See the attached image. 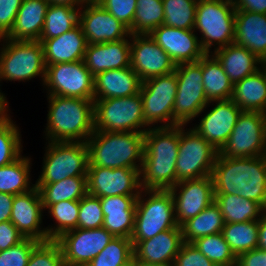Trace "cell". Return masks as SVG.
Instances as JSON below:
<instances>
[{"mask_svg": "<svg viewBox=\"0 0 266 266\" xmlns=\"http://www.w3.org/2000/svg\"><path fill=\"white\" fill-rule=\"evenodd\" d=\"M31 162L29 156L21 155L12 163L0 167V192L18 195L35 188L30 178Z\"/></svg>", "mask_w": 266, "mask_h": 266, "instance_id": "cell-35", "label": "cell"}, {"mask_svg": "<svg viewBox=\"0 0 266 266\" xmlns=\"http://www.w3.org/2000/svg\"><path fill=\"white\" fill-rule=\"evenodd\" d=\"M261 67L263 68L265 75H266V61L262 62Z\"/></svg>", "mask_w": 266, "mask_h": 266, "instance_id": "cell-60", "label": "cell"}, {"mask_svg": "<svg viewBox=\"0 0 266 266\" xmlns=\"http://www.w3.org/2000/svg\"><path fill=\"white\" fill-rule=\"evenodd\" d=\"M43 157V167L35 187L59 182L68 177L87 176L89 151L86 142L48 141Z\"/></svg>", "mask_w": 266, "mask_h": 266, "instance_id": "cell-8", "label": "cell"}, {"mask_svg": "<svg viewBox=\"0 0 266 266\" xmlns=\"http://www.w3.org/2000/svg\"><path fill=\"white\" fill-rule=\"evenodd\" d=\"M123 266H137V260L133 258L132 260H130L127 264Z\"/></svg>", "mask_w": 266, "mask_h": 266, "instance_id": "cell-58", "label": "cell"}, {"mask_svg": "<svg viewBox=\"0 0 266 266\" xmlns=\"http://www.w3.org/2000/svg\"><path fill=\"white\" fill-rule=\"evenodd\" d=\"M47 95L94 100V76L84 60L46 65Z\"/></svg>", "mask_w": 266, "mask_h": 266, "instance_id": "cell-14", "label": "cell"}, {"mask_svg": "<svg viewBox=\"0 0 266 266\" xmlns=\"http://www.w3.org/2000/svg\"><path fill=\"white\" fill-rule=\"evenodd\" d=\"M142 82L130 66L106 70L94 76V100L135 95L140 93Z\"/></svg>", "mask_w": 266, "mask_h": 266, "instance_id": "cell-28", "label": "cell"}, {"mask_svg": "<svg viewBox=\"0 0 266 266\" xmlns=\"http://www.w3.org/2000/svg\"><path fill=\"white\" fill-rule=\"evenodd\" d=\"M219 154L230 158L266 155V114L242 111Z\"/></svg>", "mask_w": 266, "mask_h": 266, "instance_id": "cell-13", "label": "cell"}, {"mask_svg": "<svg viewBox=\"0 0 266 266\" xmlns=\"http://www.w3.org/2000/svg\"><path fill=\"white\" fill-rule=\"evenodd\" d=\"M175 73L177 93L173 108V126H187L210 107L203 86L202 58L197 62L177 64Z\"/></svg>", "mask_w": 266, "mask_h": 266, "instance_id": "cell-10", "label": "cell"}, {"mask_svg": "<svg viewBox=\"0 0 266 266\" xmlns=\"http://www.w3.org/2000/svg\"><path fill=\"white\" fill-rule=\"evenodd\" d=\"M236 10L266 14V0H233Z\"/></svg>", "mask_w": 266, "mask_h": 266, "instance_id": "cell-53", "label": "cell"}, {"mask_svg": "<svg viewBox=\"0 0 266 266\" xmlns=\"http://www.w3.org/2000/svg\"><path fill=\"white\" fill-rule=\"evenodd\" d=\"M259 220L225 223L222 234L233 253L239 254L258 248Z\"/></svg>", "mask_w": 266, "mask_h": 266, "instance_id": "cell-39", "label": "cell"}, {"mask_svg": "<svg viewBox=\"0 0 266 266\" xmlns=\"http://www.w3.org/2000/svg\"><path fill=\"white\" fill-rule=\"evenodd\" d=\"M202 74L205 95L209 102L231 99L234 85L212 54L202 57Z\"/></svg>", "mask_w": 266, "mask_h": 266, "instance_id": "cell-32", "label": "cell"}, {"mask_svg": "<svg viewBox=\"0 0 266 266\" xmlns=\"http://www.w3.org/2000/svg\"><path fill=\"white\" fill-rule=\"evenodd\" d=\"M42 198L37 187L14 196L10 221L24 238L38 242L47 241V231L43 228L44 214Z\"/></svg>", "mask_w": 266, "mask_h": 266, "instance_id": "cell-22", "label": "cell"}, {"mask_svg": "<svg viewBox=\"0 0 266 266\" xmlns=\"http://www.w3.org/2000/svg\"><path fill=\"white\" fill-rule=\"evenodd\" d=\"M137 266H174V264L171 263H164V264H142L137 261Z\"/></svg>", "mask_w": 266, "mask_h": 266, "instance_id": "cell-57", "label": "cell"}, {"mask_svg": "<svg viewBox=\"0 0 266 266\" xmlns=\"http://www.w3.org/2000/svg\"><path fill=\"white\" fill-rule=\"evenodd\" d=\"M43 209L60 201H80L87 194V176L68 177L56 183L44 184L40 189Z\"/></svg>", "mask_w": 266, "mask_h": 266, "instance_id": "cell-36", "label": "cell"}, {"mask_svg": "<svg viewBox=\"0 0 266 266\" xmlns=\"http://www.w3.org/2000/svg\"><path fill=\"white\" fill-rule=\"evenodd\" d=\"M236 266H266V251L256 248L237 256Z\"/></svg>", "mask_w": 266, "mask_h": 266, "instance_id": "cell-52", "label": "cell"}, {"mask_svg": "<svg viewBox=\"0 0 266 266\" xmlns=\"http://www.w3.org/2000/svg\"><path fill=\"white\" fill-rule=\"evenodd\" d=\"M79 207L80 201L66 200L51 204L45 209L56 220L55 226L52 224L45 227L47 240H56L62 234L78 228Z\"/></svg>", "mask_w": 266, "mask_h": 266, "instance_id": "cell-40", "label": "cell"}, {"mask_svg": "<svg viewBox=\"0 0 266 266\" xmlns=\"http://www.w3.org/2000/svg\"><path fill=\"white\" fill-rule=\"evenodd\" d=\"M46 141L86 142L94 132V100L47 95Z\"/></svg>", "mask_w": 266, "mask_h": 266, "instance_id": "cell-3", "label": "cell"}, {"mask_svg": "<svg viewBox=\"0 0 266 266\" xmlns=\"http://www.w3.org/2000/svg\"><path fill=\"white\" fill-rule=\"evenodd\" d=\"M134 258L131 239L114 237L87 266H123Z\"/></svg>", "mask_w": 266, "mask_h": 266, "instance_id": "cell-44", "label": "cell"}, {"mask_svg": "<svg viewBox=\"0 0 266 266\" xmlns=\"http://www.w3.org/2000/svg\"><path fill=\"white\" fill-rule=\"evenodd\" d=\"M233 85L261 68L262 61L245 47L230 44L211 53Z\"/></svg>", "mask_w": 266, "mask_h": 266, "instance_id": "cell-30", "label": "cell"}, {"mask_svg": "<svg viewBox=\"0 0 266 266\" xmlns=\"http://www.w3.org/2000/svg\"><path fill=\"white\" fill-rule=\"evenodd\" d=\"M86 143L89 167L141 169L144 133L94 130Z\"/></svg>", "mask_w": 266, "mask_h": 266, "instance_id": "cell-4", "label": "cell"}, {"mask_svg": "<svg viewBox=\"0 0 266 266\" xmlns=\"http://www.w3.org/2000/svg\"><path fill=\"white\" fill-rule=\"evenodd\" d=\"M149 128L143 117L140 93L94 100V130L145 133Z\"/></svg>", "mask_w": 266, "mask_h": 266, "instance_id": "cell-9", "label": "cell"}, {"mask_svg": "<svg viewBox=\"0 0 266 266\" xmlns=\"http://www.w3.org/2000/svg\"><path fill=\"white\" fill-rule=\"evenodd\" d=\"M22 0H0V35L6 37L12 30Z\"/></svg>", "mask_w": 266, "mask_h": 266, "instance_id": "cell-50", "label": "cell"}, {"mask_svg": "<svg viewBox=\"0 0 266 266\" xmlns=\"http://www.w3.org/2000/svg\"><path fill=\"white\" fill-rule=\"evenodd\" d=\"M98 4L129 29L132 27L137 0H101Z\"/></svg>", "mask_w": 266, "mask_h": 266, "instance_id": "cell-48", "label": "cell"}, {"mask_svg": "<svg viewBox=\"0 0 266 266\" xmlns=\"http://www.w3.org/2000/svg\"><path fill=\"white\" fill-rule=\"evenodd\" d=\"M130 67L145 81L174 72L175 62L149 34L131 35Z\"/></svg>", "mask_w": 266, "mask_h": 266, "instance_id": "cell-18", "label": "cell"}, {"mask_svg": "<svg viewBox=\"0 0 266 266\" xmlns=\"http://www.w3.org/2000/svg\"><path fill=\"white\" fill-rule=\"evenodd\" d=\"M258 248L266 251V212L259 219Z\"/></svg>", "mask_w": 266, "mask_h": 266, "instance_id": "cell-55", "label": "cell"}, {"mask_svg": "<svg viewBox=\"0 0 266 266\" xmlns=\"http://www.w3.org/2000/svg\"><path fill=\"white\" fill-rule=\"evenodd\" d=\"M236 45L245 47L262 62L266 61V14L235 11Z\"/></svg>", "mask_w": 266, "mask_h": 266, "instance_id": "cell-26", "label": "cell"}, {"mask_svg": "<svg viewBox=\"0 0 266 266\" xmlns=\"http://www.w3.org/2000/svg\"><path fill=\"white\" fill-rule=\"evenodd\" d=\"M25 238L11 223V221L0 223V251L15 246Z\"/></svg>", "mask_w": 266, "mask_h": 266, "instance_id": "cell-51", "label": "cell"}, {"mask_svg": "<svg viewBox=\"0 0 266 266\" xmlns=\"http://www.w3.org/2000/svg\"><path fill=\"white\" fill-rule=\"evenodd\" d=\"M104 216L99 197L86 194L80 200L78 228L95 229L103 226Z\"/></svg>", "mask_w": 266, "mask_h": 266, "instance_id": "cell-46", "label": "cell"}, {"mask_svg": "<svg viewBox=\"0 0 266 266\" xmlns=\"http://www.w3.org/2000/svg\"><path fill=\"white\" fill-rule=\"evenodd\" d=\"M9 110V107H0V167L12 163L23 153L22 135Z\"/></svg>", "mask_w": 266, "mask_h": 266, "instance_id": "cell-37", "label": "cell"}, {"mask_svg": "<svg viewBox=\"0 0 266 266\" xmlns=\"http://www.w3.org/2000/svg\"><path fill=\"white\" fill-rule=\"evenodd\" d=\"M215 194H233L266 211V155L230 158L218 154L212 170Z\"/></svg>", "mask_w": 266, "mask_h": 266, "instance_id": "cell-2", "label": "cell"}, {"mask_svg": "<svg viewBox=\"0 0 266 266\" xmlns=\"http://www.w3.org/2000/svg\"><path fill=\"white\" fill-rule=\"evenodd\" d=\"M130 44L131 35L118 41L87 44L84 63L93 76L106 70L129 67Z\"/></svg>", "mask_w": 266, "mask_h": 266, "instance_id": "cell-24", "label": "cell"}, {"mask_svg": "<svg viewBox=\"0 0 266 266\" xmlns=\"http://www.w3.org/2000/svg\"><path fill=\"white\" fill-rule=\"evenodd\" d=\"M164 8L162 0H137L131 35L150 34L155 28L163 25Z\"/></svg>", "mask_w": 266, "mask_h": 266, "instance_id": "cell-41", "label": "cell"}, {"mask_svg": "<svg viewBox=\"0 0 266 266\" xmlns=\"http://www.w3.org/2000/svg\"><path fill=\"white\" fill-rule=\"evenodd\" d=\"M81 8L49 4L40 39L56 38L79 24Z\"/></svg>", "mask_w": 266, "mask_h": 266, "instance_id": "cell-38", "label": "cell"}, {"mask_svg": "<svg viewBox=\"0 0 266 266\" xmlns=\"http://www.w3.org/2000/svg\"><path fill=\"white\" fill-rule=\"evenodd\" d=\"M148 195V196H147ZM146 197V198H145ZM178 226L170 190L142 189L136 200L133 246Z\"/></svg>", "mask_w": 266, "mask_h": 266, "instance_id": "cell-7", "label": "cell"}, {"mask_svg": "<svg viewBox=\"0 0 266 266\" xmlns=\"http://www.w3.org/2000/svg\"><path fill=\"white\" fill-rule=\"evenodd\" d=\"M183 243L181 226H176L152 238L138 241L133 246L134 258L142 264H173Z\"/></svg>", "mask_w": 266, "mask_h": 266, "instance_id": "cell-23", "label": "cell"}, {"mask_svg": "<svg viewBox=\"0 0 266 266\" xmlns=\"http://www.w3.org/2000/svg\"><path fill=\"white\" fill-rule=\"evenodd\" d=\"M140 169L88 167L87 194L95 197L139 196Z\"/></svg>", "mask_w": 266, "mask_h": 266, "instance_id": "cell-16", "label": "cell"}, {"mask_svg": "<svg viewBox=\"0 0 266 266\" xmlns=\"http://www.w3.org/2000/svg\"><path fill=\"white\" fill-rule=\"evenodd\" d=\"M39 242L25 238L15 246L0 251V266H27L33 248Z\"/></svg>", "mask_w": 266, "mask_h": 266, "instance_id": "cell-47", "label": "cell"}, {"mask_svg": "<svg viewBox=\"0 0 266 266\" xmlns=\"http://www.w3.org/2000/svg\"><path fill=\"white\" fill-rule=\"evenodd\" d=\"M79 25L88 44L118 41L131 35L127 26L98 3L80 9Z\"/></svg>", "mask_w": 266, "mask_h": 266, "instance_id": "cell-20", "label": "cell"}, {"mask_svg": "<svg viewBox=\"0 0 266 266\" xmlns=\"http://www.w3.org/2000/svg\"><path fill=\"white\" fill-rule=\"evenodd\" d=\"M180 125L150 127L144 133L140 184L145 190H170L176 185Z\"/></svg>", "mask_w": 266, "mask_h": 266, "instance_id": "cell-1", "label": "cell"}, {"mask_svg": "<svg viewBox=\"0 0 266 266\" xmlns=\"http://www.w3.org/2000/svg\"><path fill=\"white\" fill-rule=\"evenodd\" d=\"M1 46L0 81L26 82L39 76L43 86L46 64L40 41H14L4 37ZM5 96L0 88L1 107L9 105Z\"/></svg>", "mask_w": 266, "mask_h": 266, "instance_id": "cell-5", "label": "cell"}, {"mask_svg": "<svg viewBox=\"0 0 266 266\" xmlns=\"http://www.w3.org/2000/svg\"><path fill=\"white\" fill-rule=\"evenodd\" d=\"M38 41L42 43L46 65L84 60L88 44L79 24L56 38Z\"/></svg>", "mask_w": 266, "mask_h": 266, "instance_id": "cell-27", "label": "cell"}, {"mask_svg": "<svg viewBox=\"0 0 266 266\" xmlns=\"http://www.w3.org/2000/svg\"><path fill=\"white\" fill-rule=\"evenodd\" d=\"M49 4L68 5L73 8H82L85 3L83 0H47Z\"/></svg>", "mask_w": 266, "mask_h": 266, "instance_id": "cell-56", "label": "cell"}, {"mask_svg": "<svg viewBox=\"0 0 266 266\" xmlns=\"http://www.w3.org/2000/svg\"><path fill=\"white\" fill-rule=\"evenodd\" d=\"M174 266H216L192 243H183L174 259Z\"/></svg>", "mask_w": 266, "mask_h": 266, "instance_id": "cell-49", "label": "cell"}, {"mask_svg": "<svg viewBox=\"0 0 266 266\" xmlns=\"http://www.w3.org/2000/svg\"><path fill=\"white\" fill-rule=\"evenodd\" d=\"M176 93L175 71L142 82L140 95L143 102V117L150 127H173Z\"/></svg>", "mask_w": 266, "mask_h": 266, "instance_id": "cell-12", "label": "cell"}, {"mask_svg": "<svg viewBox=\"0 0 266 266\" xmlns=\"http://www.w3.org/2000/svg\"><path fill=\"white\" fill-rule=\"evenodd\" d=\"M164 8L163 25L180 29H194L196 0H162Z\"/></svg>", "mask_w": 266, "mask_h": 266, "instance_id": "cell-43", "label": "cell"}, {"mask_svg": "<svg viewBox=\"0 0 266 266\" xmlns=\"http://www.w3.org/2000/svg\"><path fill=\"white\" fill-rule=\"evenodd\" d=\"M224 224L220 208L213 202L198 215L181 225L183 241L192 243L199 237L221 233Z\"/></svg>", "mask_w": 266, "mask_h": 266, "instance_id": "cell-34", "label": "cell"}, {"mask_svg": "<svg viewBox=\"0 0 266 266\" xmlns=\"http://www.w3.org/2000/svg\"><path fill=\"white\" fill-rule=\"evenodd\" d=\"M138 196L101 197L103 227L114 237L131 239L134 231L136 200Z\"/></svg>", "mask_w": 266, "mask_h": 266, "instance_id": "cell-25", "label": "cell"}, {"mask_svg": "<svg viewBox=\"0 0 266 266\" xmlns=\"http://www.w3.org/2000/svg\"><path fill=\"white\" fill-rule=\"evenodd\" d=\"M180 125L179 150L176 162V184L210 176L219 154L209 142L193 128ZM188 129V130H187Z\"/></svg>", "mask_w": 266, "mask_h": 266, "instance_id": "cell-11", "label": "cell"}, {"mask_svg": "<svg viewBox=\"0 0 266 266\" xmlns=\"http://www.w3.org/2000/svg\"><path fill=\"white\" fill-rule=\"evenodd\" d=\"M3 40H4V37L0 35V43L3 42ZM0 45H2V43Z\"/></svg>", "mask_w": 266, "mask_h": 266, "instance_id": "cell-61", "label": "cell"}, {"mask_svg": "<svg viewBox=\"0 0 266 266\" xmlns=\"http://www.w3.org/2000/svg\"><path fill=\"white\" fill-rule=\"evenodd\" d=\"M14 196L0 192V223L10 221Z\"/></svg>", "mask_w": 266, "mask_h": 266, "instance_id": "cell-54", "label": "cell"}, {"mask_svg": "<svg viewBox=\"0 0 266 266\" xmlns=\"http://www.w3.org/2000/svg\"><path fill=\"white\" fill-rule=\"evenodd\" d=\"M224 223H242L259 220L266 212L258 203L233 194H215Z\"/></svg>", "mask_w": 266, "mask_h": 266, "instance_id": "cell-33", "label": "cell"}, {"mask_svg": "<svg viewBox=\"0 0 266 266\" xmlns=\"http://www.w3.org/2000/svg\"><path fill=\"white\" fill-rule=\"evenodd\" d=\"M27 266H65L58 242L56 240L39 242L33 248Z\"/></svg>", "mask_w": 266, "mask_h": 266, "instance_id": "cell-45", "label": "cell"}, {"mask_svg": "<svg viewBox=\"0 0 266 266\" xmlns=\"http://www.w3.org/2000/svg\"><path fill=\"white\" fill-rule=\"evenodd\" d=\"M170 192L173 195L174 211L178 226L198 215L215 199L211 175L180 181L170 189Z\"/></svg>", "mask_w": 266, "mask_h": 266, "instance_id": "cell-17", "label": "cell"}, {"mask_svg": "<svg viewBox=\"0 0 266 266\" xmlns=\"http://www.w3.org/2000/svg\"><path fill=\"white\" fill-rule=\"evenodd\" d=\"M192 244L216 266H236L237 256L222 233L199 237Z\"/></svg>", "mask_w": 266, "mask_h": 266, "instance_id": "cell-42", "label": "cell"}, {"mask_svg": "<svg viewBox=\"0 0 266 266\" xmlns=\"http://www.w3.org/2000/svg\"><path fill=\"white\" fill-rule=\"evenodd\" d=\"M101 0H83L85 4H96L99 3Z\"/></svg>", "mask_w": 266, "mask_h": 266, "instance_id": "cell-59", "label": "cell"}, {"mask_svg": "<svg viewBox=\"0 0 266 266\" xmlns=\"http://www.w3.org/2000/svg\"><path fill=\"white\" fill-rule=\"evenodd\" d=\"M231 99L242 111L266 114V75L263 68L235 83Z\"/></svg>", "mask_w": 266, "mask_h": 266, "instance_id": "cell-31", "label": "cell"}, {"mask_svg": "<svg viewBox=\"0 0 266 266\" xmlns=\"http://www.w3.org/2000/svg\"><path fill=\"white\" fill-rule=\"evenodd\" d=\"M114 236L103 226L95 229L76 228L56 239L61 247L65 266H87Z\"/></svg>", "mask_w": 266, "mask_h": 266, "instance_id": "cell-15", "label": "cell"}, {"mask_svg": "<svg viewBox=\"0 0 266 266\" xmlns=\"http://www.w3.org/2000/svg\"><path fill=\"white\" fill-rule=\"evenodd\" d=\"M212 103V104H211ZM213 107L192 127L199 135L220 151L232 133L242 110L232 99L210 101Z\"/></svg>", "mask_w": 266, "mask_h": 266, "instance_id": "cell-19", "label": "cell"}, {"mask_svg": "<svg viewBox=\"0 0 266 266\" xmlns=\"http://www.w3.org/2000/svg\"><path fill=\"white\" fill-rule=\"evenodd\" d=\"M235 6L233 0H203L196 6L195 26L200 45L206 54L234 44ZM214 47L213 51H211Z\"/></svg>", "mask_w": 266, "mask_h": 266, "instance_id": "cell-6", "label": "cell"}, {"mask_svg": "<svg viewBox=\"0 0 266 266\" xmlns=\"http://www.w3.org/2000/svg\"><path fill=\"white\" fill-rule=\"evenodd\" d=\"M152 39L171 57L175 64L197 62L206 53L193 29L158 26L150 34Z\"/></svg>", "mask_w": 266, "mask_h": 266, "instance_id": "cell-21", "label": "cell"}, {"mask_svg": "<svg viewBox=\"0 0 266 266\" xmlns=\"http://www.w3.org/2000/svg\"><path fill=\"white\" fill-rule=\"evenodd\" d=\"M48 6L47 0H22L14 26L5 38L14 41H38Z\"/></svg>", "mask_w": 266, "mask_h": 266, "instance_id": "cell-29", "label": "cell"}]
</instances>
